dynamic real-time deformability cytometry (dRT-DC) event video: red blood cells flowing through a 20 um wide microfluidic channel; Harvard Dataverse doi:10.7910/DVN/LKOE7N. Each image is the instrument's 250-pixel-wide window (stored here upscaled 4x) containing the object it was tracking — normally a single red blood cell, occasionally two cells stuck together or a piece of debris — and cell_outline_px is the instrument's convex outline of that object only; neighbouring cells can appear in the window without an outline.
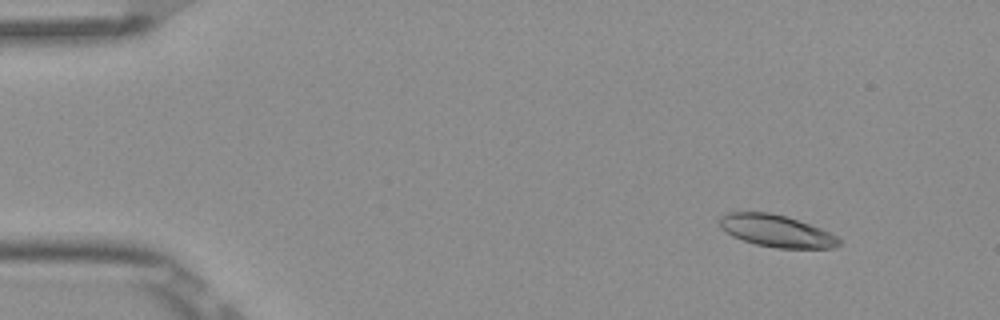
{"species": "Egyptian fruit bat (a non-hibernating species)", "species_latin": "Rousettus aegyptiacus", "temperature_condition": "room temperature", "stored_images_in_passage": 7, "camera_frame_rate_fps": 3000, "um_per_image_px": 0.085, "frame": {"image": 1, "passage_image": 2, "time_ms": 0.333, "image_size_px": [1000, 320], "cell_outline_px": [[840, 244], [832, 248], [776, 248], [756, 244], [732, 236], [720, 228], [720, 216], [728, 212], [768, 212], [784, 216], [820, 228], [836, 236], [840, 240]], "centroid_in_image_um": [65.96, 19.63], "position_along_channel_um": 19.0, "area_um2": 22.02}}
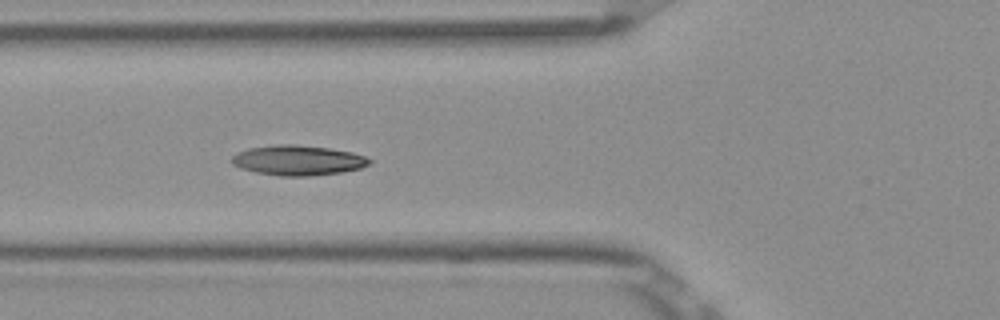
{"frame": {"image": 2, "passage_image": 6, "time_ms": 1.667, "image_size_px": [1000, 320], "cell_outline_px": [[372, 160], [368, 164], [360, 168], [340, 172], [308, 176], [280, 176], [256, 172], [240, 168], [232, 164], [228, 160], [236, 152], [248, 148], [276, 144], [296, 144], [328, 148], [352, 152], [364, 156]], "centroid_in_image_um": [25.25, 13.62], "position_along_channel_um": 100.5, "area_um2": 24.16}}
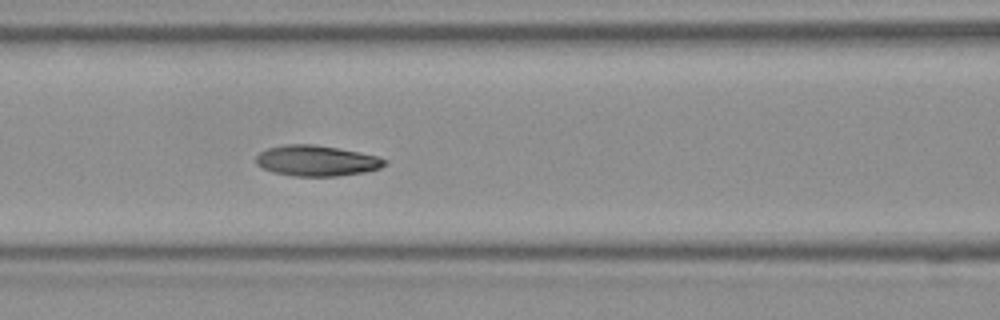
{"frame": {"image": 3, "passage_image": 7, "time_ms": 2.0, "image_size_px": [1000, 320], "cell_outline_px": [[388, 164], [380, 168], [364, 172], [336, 176], [292, 176], [272, 172], [256, 164], [256, 156], [260, 152], [268, 148], [284, 144], [312, 144], [360, 152], [376, 156], [388, 160]], "centroid_in_image_um": [26.91, 13.66], "position_along_channel_um": 139.7, "area_um2": 23.0}}